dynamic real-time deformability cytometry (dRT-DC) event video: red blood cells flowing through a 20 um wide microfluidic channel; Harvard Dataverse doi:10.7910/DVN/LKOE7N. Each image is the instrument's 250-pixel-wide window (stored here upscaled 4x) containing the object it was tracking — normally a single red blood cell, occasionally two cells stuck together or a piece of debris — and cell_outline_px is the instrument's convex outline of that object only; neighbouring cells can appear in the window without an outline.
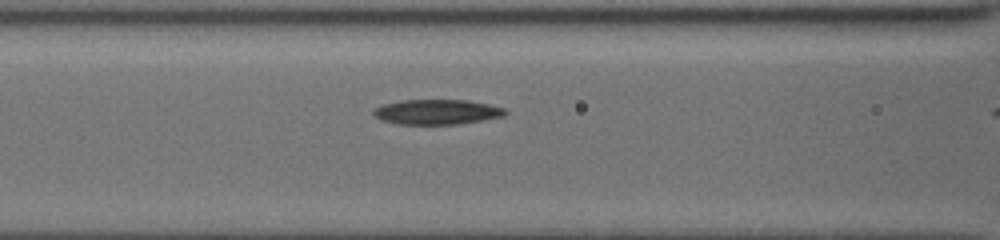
{"species": "common noctule bat (a hibernating species)", "species_latin": "Nyctalus noctula", "temperature_condition": "cold", "stored_images_in_passage": 15, "camera_frame_rate_fps": 3000, "um_per_image_px": 0.085, "animal": {"sex": "female", "body_mass_g": 19.5, "forearm_length_mm": 54.1}, "frame": {"image": 1, "passage_image": 11, "time_ms": 4.667, "image_size_px": [1000, 240], "cell_outline_px": [[508, 112], [504, 116], [460, 124], [396, 124], [380, 120], [372, 112], [376, 108], [384, 104], [400, 100], [468, 100], [508, 108]], "centroid_in_image_um": [37.18, 9.51], "position_along_channel_um": 129.4, "area_um2": 19.31}}
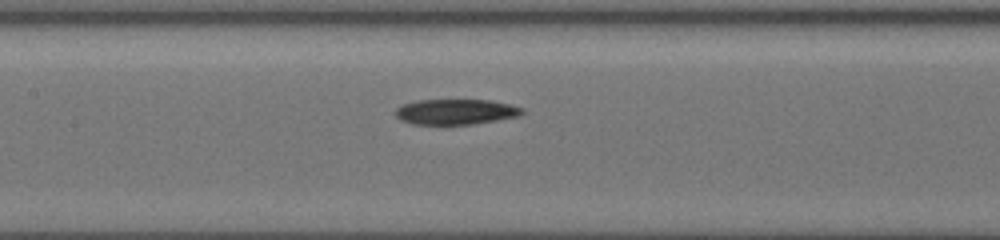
{"frame": {"image": 2, "passage_image": 13, "time_ms": 5.667, "image_size_px": [1000, 240], "cell_outline_px": [[524, 112], [520, 116], [472, 124], [412, 124], [400, 120], [392, 112], [396, 108], [404, 104], [416, 100], [492, 100], [524, 108]], "centroid_in_image_um": [38.71, 9.5], "position_along_channel_um": 168.7, "area_um2": 18.84}}